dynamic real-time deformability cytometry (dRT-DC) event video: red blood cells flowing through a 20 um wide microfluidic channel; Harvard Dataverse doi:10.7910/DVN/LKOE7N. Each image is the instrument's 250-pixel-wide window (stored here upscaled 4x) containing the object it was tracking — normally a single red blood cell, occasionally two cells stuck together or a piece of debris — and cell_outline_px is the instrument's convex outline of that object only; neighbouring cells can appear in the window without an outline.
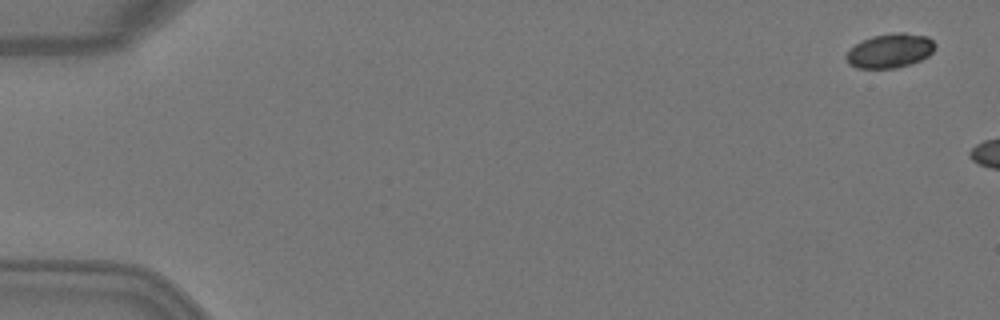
{"species": "Egyptian fruit bat (a non-hibernating species)", "species_latin": "Rousettus aegyptiacus", "temperature_condition": "warm", "stored_images_in_passage": 3, "camera_frame_rate_fps": 3000, "um_per_image_px": 0.085, "animal": {"sex": "female"}, "frame": {"image": 1, "passage_image": 1, "time_ms": 0.0, "image_size_px": [1000, 320], "cell_outline_px": [[936, 48], [928, 56], [920, 60], [896, 68], [856, 68], [848, 64], [844, 56], [856, 44], [872, 36], [896, 32], [904, 32], [928, 36], [936, 44]], "centroid_in_image_um": [75.66, 4.31], "position_along_channel_um": 9.3, "area_um2": 17.74}}